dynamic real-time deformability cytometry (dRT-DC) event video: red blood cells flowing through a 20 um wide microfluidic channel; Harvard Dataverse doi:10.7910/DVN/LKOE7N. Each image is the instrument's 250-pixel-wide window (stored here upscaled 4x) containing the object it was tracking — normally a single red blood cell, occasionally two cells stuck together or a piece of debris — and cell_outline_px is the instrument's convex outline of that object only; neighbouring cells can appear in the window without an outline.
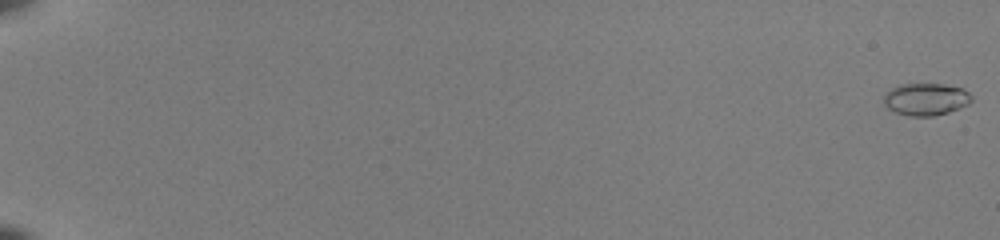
{"species": "common noctule bat (a hibernating species)", "species_latin": "Nyctalus noctula", "temperature_condition": "room temperature", "stored_images_in_passage": 54, "camera_frame_rate_fps": 3000, "um_per_image_px": 0.085, "animal": {"sex": "female", "body_mass_g": 22.0, "forearm_length_mm": 56.7}, "frame": {"image": 1, "passage_image": 1, "time_ms": 0.0, "image_size_px": [1000, 240], "cell_outline_px": [[972, 100], [968, 104], [960, 108], [936, 116], [908, 116], [896, 112], [888, 108], [884, 104], [884, 96], [888, 88], [900, 84], [944, 84], [964, 88], [972, 96]], "centroid_in_image_um": [78.7, 8.43], "position_along_channel_um": 6.3, "area_um2": 16.7}}
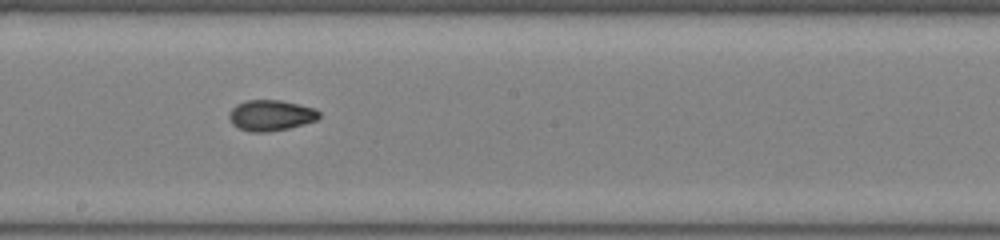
{"frame": {"image": 2, "passage_image": 34, "time_ms": 11.0, "image_size_px": [1000, 240], "cell_outline_px": [[320, 116], [316, 120], [288, 128], [264, 132], [252, 132], [240, 128], [232, 124], [228, 116], [228, 112], [236, 104], [244, 100], [280, 100], [316, 108], [320, 112]], "centroid_in_image_um": [23.0, 9.79], "position_along_channel_um": 225.2, "area_um2": 16.13}}
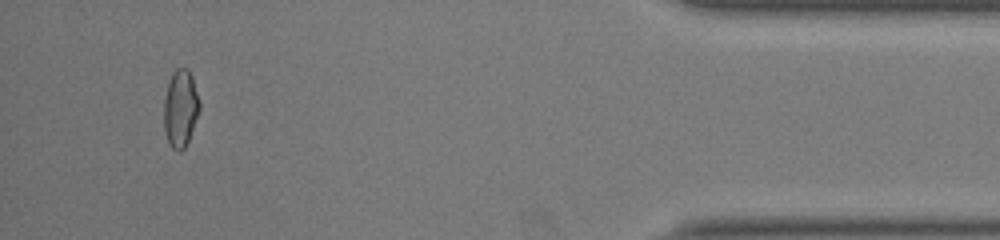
{"frame": {"image": 3, "passage_image": 52, "time_ms": 17.0, "image_size_px": [1000, 240], "cell_outline_px": [[200, 108], [188, 140], [184, 148], [180, 152], [176, 152], [168, 144], [164, 128], [164, 96], [172, 72], [176, 68], [188, 68], [192, 76], [200, 100]], "centroid_in_image_um": [15.33, 9.21], "position_along_channel_um": 419.9, "area_um2": 16.18}, "authors_computed_cell_mechanics": {"area_um2": 15.895, "velocity_mm_per_s": 4.047, "shape_relaxation_time_tau1_ms": null, "shape_relaxation_time_tau2_ms": 1.5558, "deformation_change_tau1": null, "deformation_change_tau2": 0.0505}}